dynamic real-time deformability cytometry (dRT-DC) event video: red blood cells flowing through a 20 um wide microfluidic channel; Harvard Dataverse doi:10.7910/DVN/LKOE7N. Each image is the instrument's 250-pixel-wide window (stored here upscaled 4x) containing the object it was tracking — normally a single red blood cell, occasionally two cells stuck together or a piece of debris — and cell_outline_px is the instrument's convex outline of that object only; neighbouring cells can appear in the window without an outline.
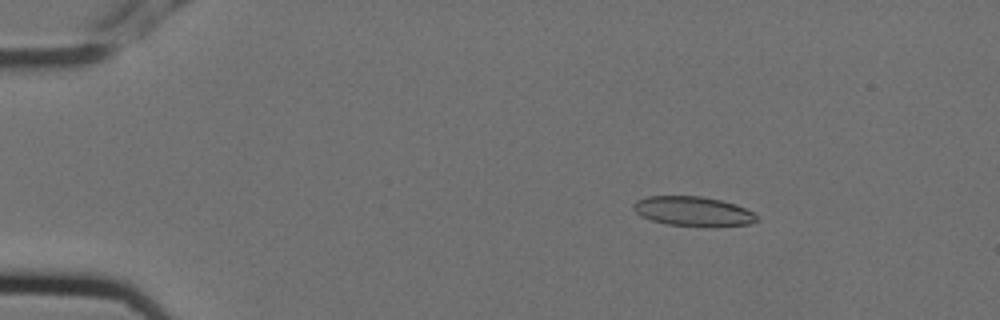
{"species": "Egyptian fruit bat (a non-hibernating species)", "species_latin": "Rousettus aegyptiacus", "temperature_condition": "cold", "stored_images_in_passage": 5, "camera_frame_rate_fps": 3000, "um_per_image_px": 0.085, "animal": {"sex": "female"}, "frame": {"image": 1, "passage_image": 3, "time_ms": 0.667, "image_size_px": [1000, 320], "cell_outline_px": [[760, 220], [748, 224], [668, 224], [652, 220], [640, 216], [632, 208], [632, 204], [636, 200], [648, 196], [700, 196], [720, 200], [736, 204], [752, 212]], "centroid_in_image_um": [58.84, 17.91], "position_along_channel_um": 26.2, "area_um2": 20.4}}